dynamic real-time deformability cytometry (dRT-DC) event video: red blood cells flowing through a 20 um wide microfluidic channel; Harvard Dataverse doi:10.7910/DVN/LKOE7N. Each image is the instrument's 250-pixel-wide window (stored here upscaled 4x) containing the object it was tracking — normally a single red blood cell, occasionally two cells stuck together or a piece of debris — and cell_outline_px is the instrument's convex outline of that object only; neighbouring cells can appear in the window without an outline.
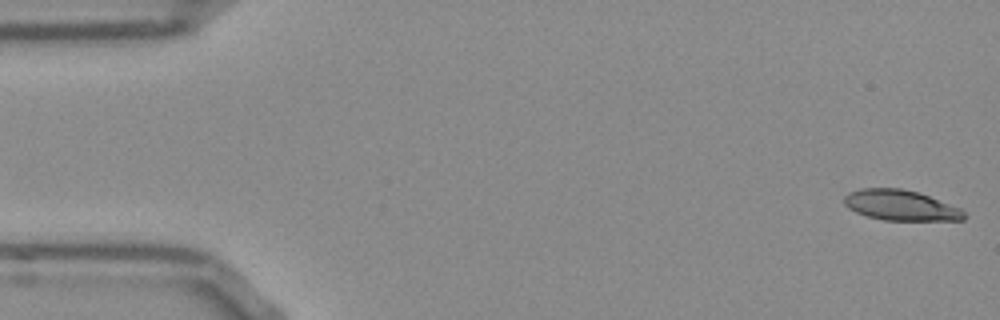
{"species": "Egyptian fruit bat (a non-hibernating species)", "species_latin": "Rousettus aegyptiacus", "temperature_condition": "room temperature", "stored_images_in_passage": 52, "camera_frame_rate_fps": 3000, "um_per_image_px": 0.085, "frame": {"image": 1, "passage_image": 1, "time_ms": 0.0, "image_size_px": [1000, 320], "cell_outline_px": [[968, 216], [964, 220], [884, 220], [868, 216], [856, 212], [848, 208], [844, 204], [844, 196], [848, 192], [860, 188], [900, 188], [916, 192], [928, 196], [960, 208]], "centroid_in_image_um": [76.54, 17.45], "position_along_channel_um": 8.5, "area_um2": 21.15}}
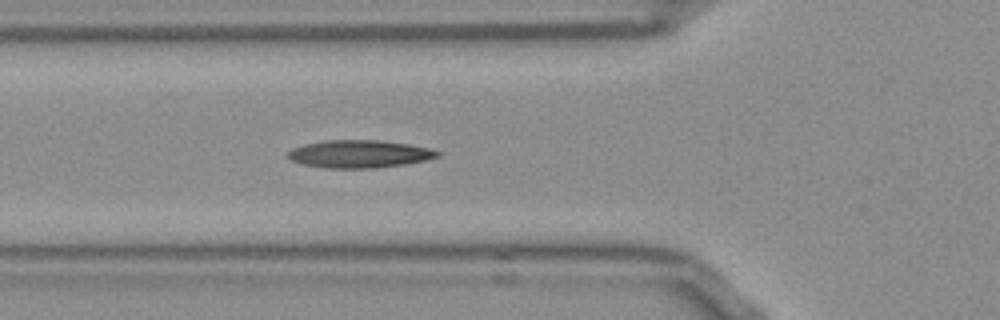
{"frame": {"image": 2, "passage_image": 18, "time_ms": 5.667, "image_size_px": [1000, 320], "cell_outline_px": [[440, 156], [424, 160], [404, 164], [376, 168], [324, 168], [304, 164], [292, 160], [288, 156], [288, 152], [292, 148], [304, 144], [328, 140], [380, 140], [408, 144], [428, 148], [440, 152]], "centroid_in_image_um": [30.54, 13.08], "position_along_channel_um": 95.3, "area_um2": 23.93}}
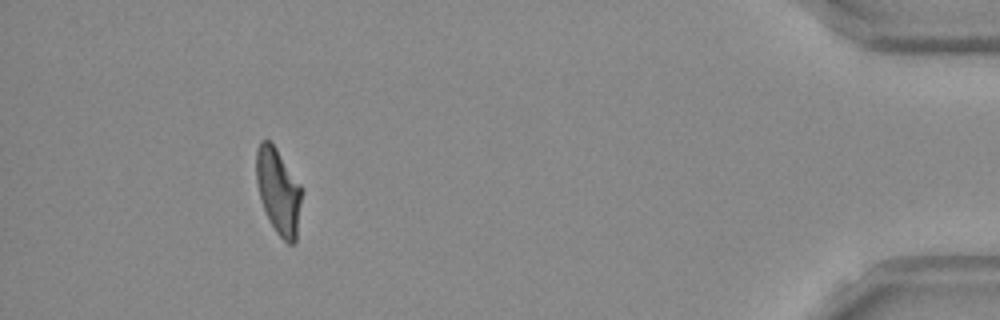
{"frame": {"image": 3, "passage_image": 48, "time_ms": 15.667, "image_size_px": [1000, 320], "cell_outline_px": [[300, 200], [296, 240], [292, 244], [288, 244], [276, 232], [264, 208], [260, 196], [256, 180], [256, 152], [260, 140], [268, 140], [276, 148], [300, 184]], "centroid_in_image_um": [23.64, 16.22], "position_along_channel_um": 411.6, "area_um2": 21.96}, "authors_computed_cell_mechanics": {"area_um2": 22.9466, "velocity_mm_per_s": 3.8219, "shape_relaxation_time_tau1_ms": null, "shape_relaxation_time_tau2_ms": 3.6389, "deformation_change_tau1": null, "deformation_change_tau2": 0.1174}}